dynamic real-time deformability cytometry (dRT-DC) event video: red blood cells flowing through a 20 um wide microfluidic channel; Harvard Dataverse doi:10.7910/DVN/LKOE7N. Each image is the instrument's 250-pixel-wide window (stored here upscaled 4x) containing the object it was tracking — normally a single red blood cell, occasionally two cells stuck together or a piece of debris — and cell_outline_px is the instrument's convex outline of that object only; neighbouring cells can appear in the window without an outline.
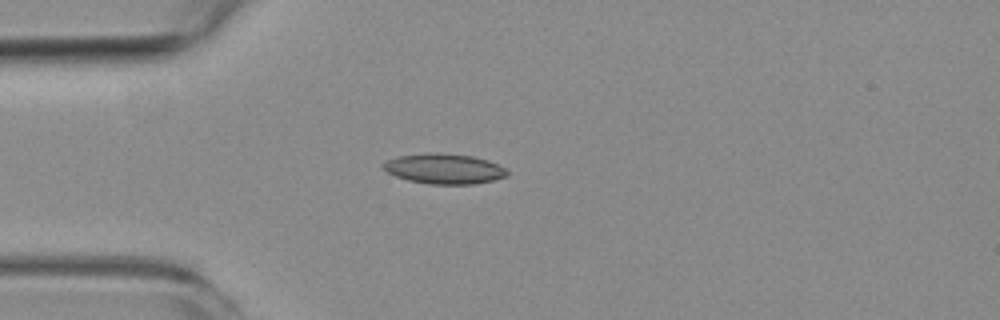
{"species": "common noctule bat (a hibernating species)", "species_latin": "Nyctalus noctula", "temperature_condition": "room temperature", "stored_images_in_passage": 2, "camera_frame_rate_fps": 3000, "um_per_image_px": 0.085, "animal": {"sex": "female", "body_mass_g": 19.3, "forearm_length_mm": 54.1}, "frame": {"image": 1, "passage_image": 1, "time_ms": 0.0, "image_size_px": [1000, 320], "cell_outline_px": [[508, 176], [476, 184], [428, 184], [408, 180], [396, 176], [388, 172], [380, 164], [388, 160], [400, 156], [424, 152], [440, 152], [472, 156], [488, 160], [504, 168], [508, 172]], "centroid_in_image_um": [37.75, 14.34], "position_along_channel_um": 47.3, "area_um2": 21.85}}